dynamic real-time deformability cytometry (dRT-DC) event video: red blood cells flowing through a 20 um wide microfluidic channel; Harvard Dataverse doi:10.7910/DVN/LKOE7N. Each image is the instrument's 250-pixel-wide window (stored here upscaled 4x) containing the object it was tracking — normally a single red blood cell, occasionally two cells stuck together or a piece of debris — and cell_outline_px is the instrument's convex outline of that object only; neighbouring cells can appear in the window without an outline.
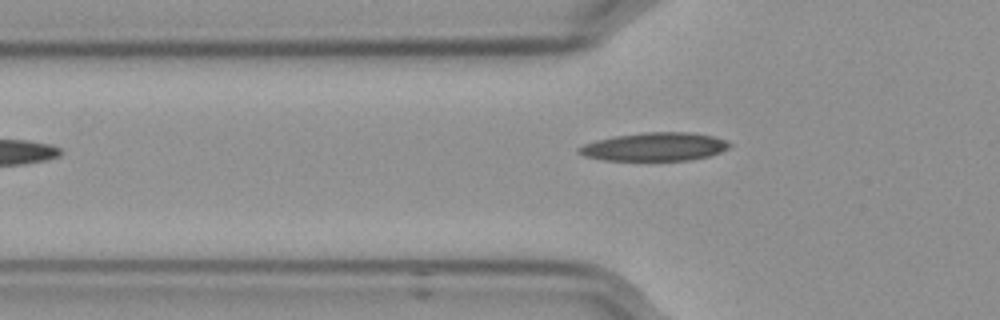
{"species": "Egyptian fruit bat (a non-hibernating species)", "species_latin": "Rousettus aegyptiacus", "temperature_condition": "cold", "stored_images_in_passage": 37, "camera_frame_rate_fps": 3000, "um_per_image_px": 0.085, "frame": {"image": 1, "passage_image": 3, "time_ms": 0.667, "image_size_px": [1000, 320], "cell_outline_px": [[732, 144], [728, 148], [720, 152], [708, 156], [688, 160], [604, 160], [584, 156], [576, 152], [576, 148], [584, 144], [596, 140], [616, 136], [644, 132], [688, 132], [712, 136], [724, 140]], "centroid_in_image_um": [55.6, 12.47], "position_along_channel_um": 70.2, "area_um2": 24.74}}
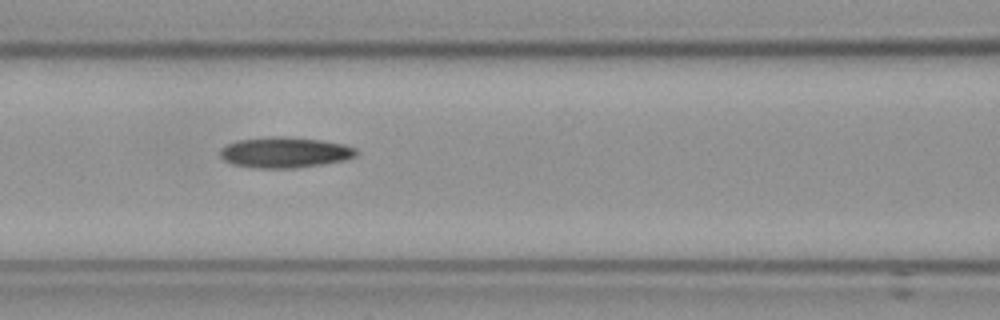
{"frame": {"image": 2, "passage_image": 9, "time_ms": 2.667, "image_size_px": [1000, 320], "cell_outline_px": [[356, 156], [344, 160], [296, 168], [252, 168], [232, 164], [224, 160], [220, 156], [220, 148], [236, 140], [272, 136], [284, 136], [320, 140], [344, 144], [356, 148]], "centroid_in_image_um": [24.17, 12.95], "position_along_channel_um": 142.4, "area_um2": 24.39}}
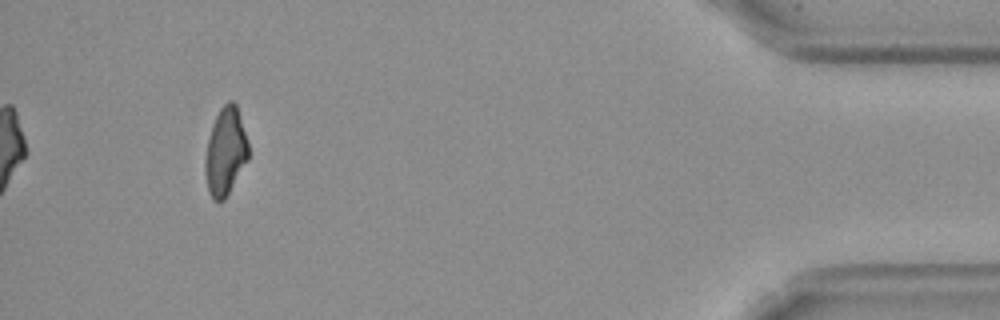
{"frame": {"image": 3, "passage_image": 37, "time_ms": 12.0, "image_size_px": [1000, 320], "cell_outline_px": [[248, 160], [224, 200], [212, 200], [208, 192], [204, 168], [204, 160], [208, 140], [212, 124], [220, 108], [228, 100], [232, 100], [236, 104], [248, 144]], "centroid_in_image_um": [19.14, 12.89], "position_along_channel_um": 416.1, "area_um2": 21.96}, "authors_computed_cell_mechanics": {"area_um2": 23.409, "velocity_mm_per_s": 3.585, "shape_relaxation_time_tau1_ms": null, "shape_relaxation_time_tau2_ms": 6.036, "deformation_change_tau1": null, "deformation_change_tau2": 0.1562}}